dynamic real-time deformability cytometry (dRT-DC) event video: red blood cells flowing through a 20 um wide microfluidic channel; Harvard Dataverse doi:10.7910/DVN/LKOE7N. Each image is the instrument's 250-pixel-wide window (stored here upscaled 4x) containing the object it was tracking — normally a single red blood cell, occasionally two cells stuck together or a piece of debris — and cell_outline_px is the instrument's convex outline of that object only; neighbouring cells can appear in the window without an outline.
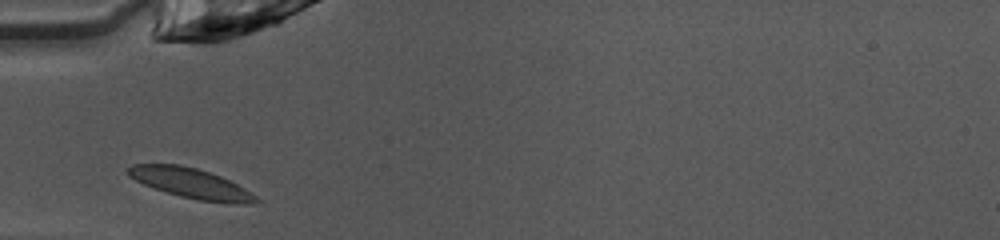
{"species": "common noctule bat (a hibernating species)", "species_latin": "Nyctalus noctula", "temperature_condition": "warm", "stored_images_in_passage": 26, "camera_frame_rate_fps": 3000, "um_per_image_px": 0.085, "animal": {"sex": "female", "body_mass_g": 10.0, "forearm_length_mm": 53.1}, "frame": {"image": 1, "passage_image": 1, "time_ms": 0.0, "image_size_px": [1000, 240], "cell_outline_px": [[260, 200], [236, 204], [228, 204], [200, 200], [180, 196], [152, 188], [128, 176], [128, 168], [132, 164], [180, 164], [196, 168], [220, 176], [244, 188], [256, 196]], "centroid_in_image_um": [16.18, 15.57], "position_along_channel_um": 68.8, "area_um2": 22.08}}
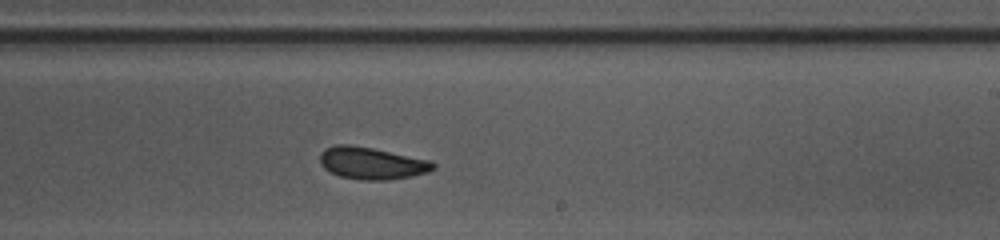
{"frame": {"image": 2, "passage_image": 15, "time_ms": 4.667, "image_size_px": [1000, 240], "cell_outline_px": [[436, 168], [428, 172], [412, 176], [388, 180], [360, 180], [340, 176], [324, 168], [320, 164], [320, 152], [324, 148], [336, 144], [348, 144], [372, 148], [432, 160], [436, 164]], "centroid_in_image_um": [31.61, 13.87], "position_along_channel_um": 257.4, "area_um2": 21.39}}
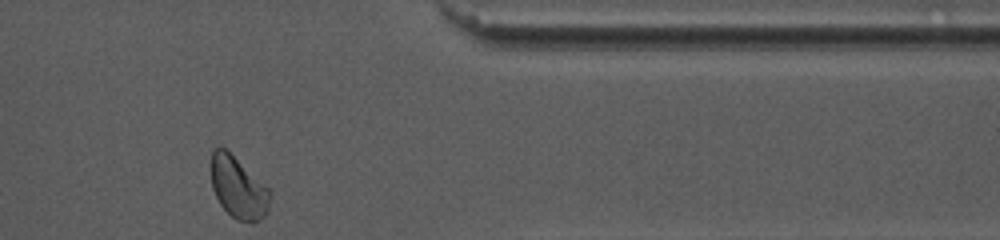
{"frame": {"image": 3, "passage_image": 26, "time_ms": 8.333, "image_size_px": [1000, 240], "cell_outline_px": [[272, 192], [268, 212], [264, 216], [252, 224], [236, 220], [220, 204], [212, 188], [208, 168], [212, 152], [216, 148], [224, 148], [264, 184]], "centroid_in_image_um": [20.23, 15.98], "position_along_channel_um": 391.2, "area_um2": 21.39}, "authors_computed_cell_mechanics": {"area_um2": 20.8658, "velocity_mm_per_s": 4.039, "shape_relaxation_time_tau1_ms": 11.3069, "shape_relaxation_time_tau2_ms": 4.8061, "deformation_change_tau1": 0.2221, "deformation_change_tau2": 0.0695}}